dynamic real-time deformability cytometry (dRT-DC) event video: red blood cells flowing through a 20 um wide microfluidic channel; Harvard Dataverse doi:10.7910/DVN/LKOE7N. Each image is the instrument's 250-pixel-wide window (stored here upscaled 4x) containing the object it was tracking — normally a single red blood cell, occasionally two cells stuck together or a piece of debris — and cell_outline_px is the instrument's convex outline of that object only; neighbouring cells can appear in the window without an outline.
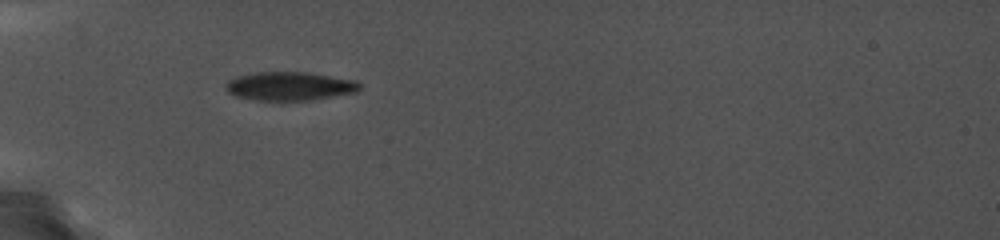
{"species": "common noctule bat (a hibernating species)", "species_latin": "Nyctalus noctula", "temperature_condition": "cold", "stored_images_in_passage": 2, "camera_frame_rate_fps": 5000, "um_per_image_px": 0.085, "animal": {"sex": "female", "body_mass_g": 19.0, "forearm_length_mm": 56.7}, "frame": {"image": 1, "passage_image": 1, "time_ms": 0.0, "image_size_px": [1000, 240], "cell_outline_px": [[360, 88], [352, 92], [300, 100], [260, 100], [240, 96], [228, 92], [228, 80], [236, 76], [252, 72], [312, 72], [356, 80], [360, 84]], "centroid_in_image_um": [24.61, 7.28], "position_along_channel_um": 60.4, "area_um2": 21.68}}